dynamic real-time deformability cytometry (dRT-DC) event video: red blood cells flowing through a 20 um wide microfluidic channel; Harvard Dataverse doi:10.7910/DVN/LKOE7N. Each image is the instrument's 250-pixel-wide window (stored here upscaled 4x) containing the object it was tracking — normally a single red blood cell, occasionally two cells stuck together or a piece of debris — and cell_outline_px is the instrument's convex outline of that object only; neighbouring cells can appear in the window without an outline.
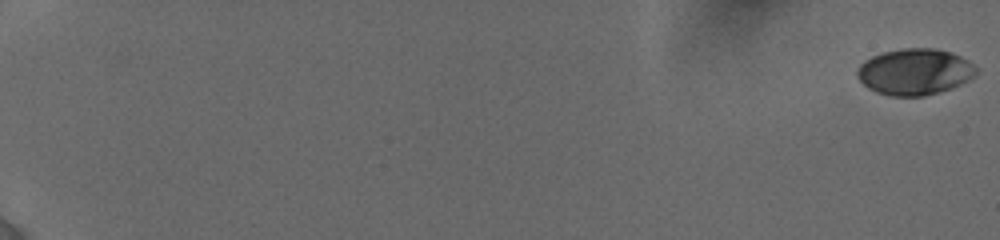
{"species": "human", "species_latin": "Homo sapiens", "temperature_condition": "cold", "stored_images_in_passage": 39, "camera_frame_rate_fps": 3000, "um_per_image_px": 0.085, "donor": {"sex": "female"}, "frame": {"image": 1, "passage_image": 1, "time_ms": 0.0, "image_size_px": [1000, 240], "cell_outline_px": [[976, 76], [952, 88], [924, 96], [888, 96], [876, 92], [868, 88], [856, 76], [856, 72], [860, 64], [864, 60], [872, 56], [884, 52], [900, 48], [936, 48], [952, 52], [968, 60], [976, 68]], "centroid_in_image_um": [77.74, 6.1], "position_along_channel_um": 7.3, "area_um2": 32.25}}
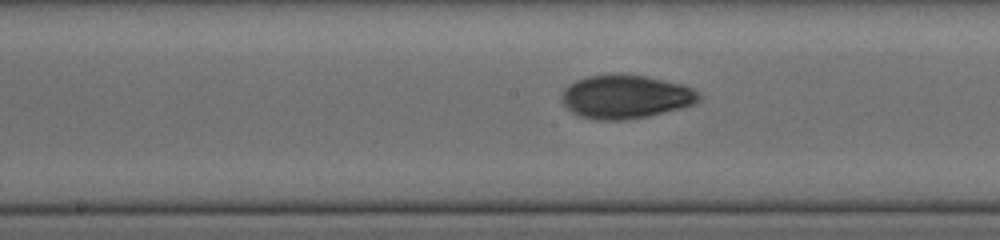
{"frame": {"image": 2, "passage_image": 36, "time_ms": 11.0, "image_size_px": [1000, 240], "cell_outline_px": [[700, 100], [696, 104], [684, 108], [648, 116], [624, 120], [596, 120], [580, 116], [572, 112], [560, 100], [560, 92], [568, 84], [576, 80], [588, 76], [644, 76], [684, 84], [700, 92]], "centroid_in_image_um": [53.2, 8.25], "position_along_channel_um": 195.0, "area_um2": 34.8}}
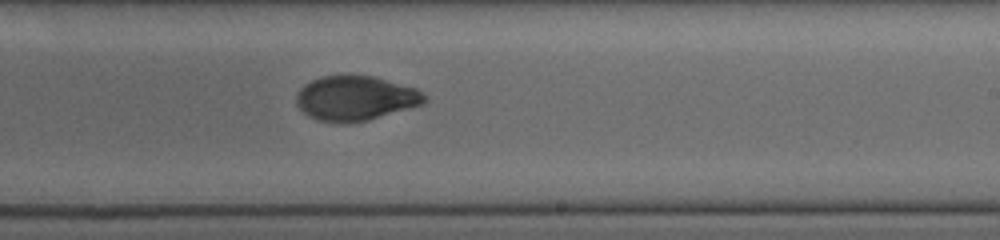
{"frame": {"image": 3, "passage_image": 39, "time_ms": 12.667, "image_size_px": [1000, 240], "cell_outline_px": [[428, 100], [424, 104], [368, 120], [348, 124], [344, 124], [320, 120], [308, 116], [296, 104], [296, 96], [300, 88], [304, 84], [320, 76], [344, 72], [348, 72], [376, 76], [416, 88]], "centroid_in_image_um": [30.2, 8.31], "position_along_channel_um": 258.8, "area_um2": 34.28}}